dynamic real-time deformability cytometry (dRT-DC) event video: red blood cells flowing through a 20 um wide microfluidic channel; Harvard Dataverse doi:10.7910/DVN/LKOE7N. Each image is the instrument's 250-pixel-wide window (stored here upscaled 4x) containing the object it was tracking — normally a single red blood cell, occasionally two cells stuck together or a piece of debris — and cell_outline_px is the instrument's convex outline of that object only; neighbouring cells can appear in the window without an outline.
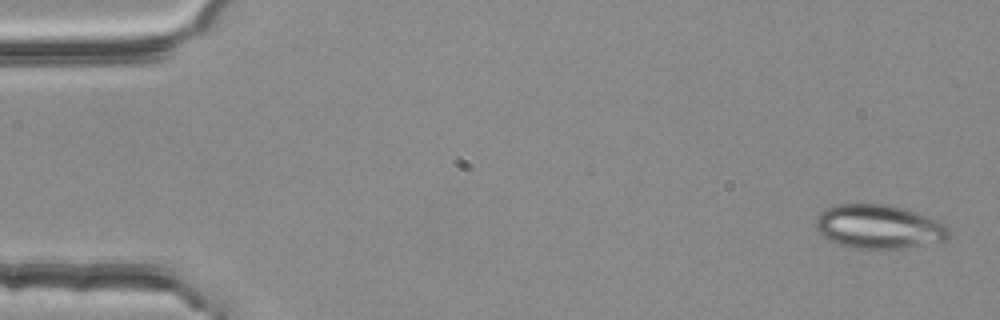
{"species": "common noctule bat (a hibernating species)", "species_latin": "Nyctalus noctula", "temperature_condition": "room temperature", "stored_images_in_passage": 4, "camera_frame_rate_fps": 3000, "um_per_image_px": 0.085, "animal": {"sex": "female", "body_mass_g": 25.1}, "frame": {"image": 1, "passage_image": 1, "time_ms": 0.0, "image_size_px": [1000, 320], "cell_outline_px": [[952, 232], [944, 240], [904, 248], [856, 248], [840, 244], [828, 240], [816, 228], [816, 216], [820, 212], [828, 208], [840, 204], [888, 204], [904, 208], [928, 216], [944, 224]], "centroid_in_image_um": [74.7, 19.26], "position_along_channel_um": 10.3, "area_um2": 33.76}}